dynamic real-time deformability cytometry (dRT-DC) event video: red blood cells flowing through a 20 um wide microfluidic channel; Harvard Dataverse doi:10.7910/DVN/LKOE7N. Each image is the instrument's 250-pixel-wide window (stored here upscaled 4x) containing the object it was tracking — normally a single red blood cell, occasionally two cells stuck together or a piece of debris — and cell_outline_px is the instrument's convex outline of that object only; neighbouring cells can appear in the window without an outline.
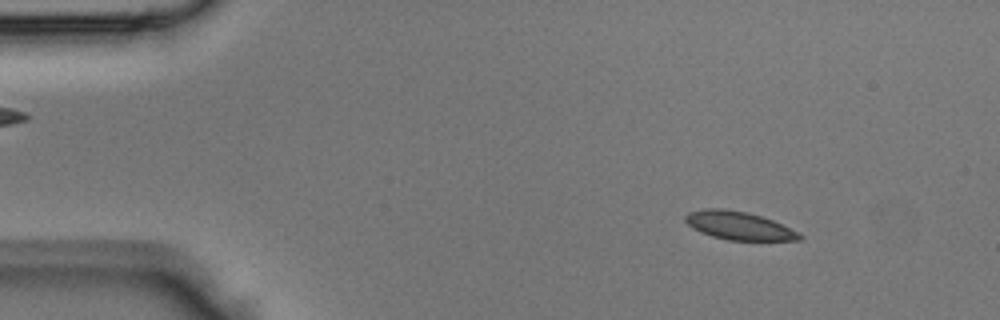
{"species": "Egyptian fruit bat (a non-hibernating species)", "species_latin": "Rousettus aegyptiacus", "temperature_condition": "room temperature", "stored_images_in_passage": 44, "segment_of_instrument_passage": [1, 2], "camera_frame_rate_fps": 3000, "um_per_image_px": 0.085, "animal": {"sex": "male"}, "frame": {"image": 1, "passage_image": 5, "time_ms": 1.333, "image_size_px": [1000, 320], "cell_outline_px": [[804, 236], [800, 240], [728, 240], [712, 236], [700, 232], [692, 228], [684, 220], [684, 216], [688, 212], [704, 208], [720, 208], [748, 212], [772, 220]], "centroid_in_image_um": [62.73, 19.17], "position_along_channel_um": 22.3, "area_um2": 18.61}}
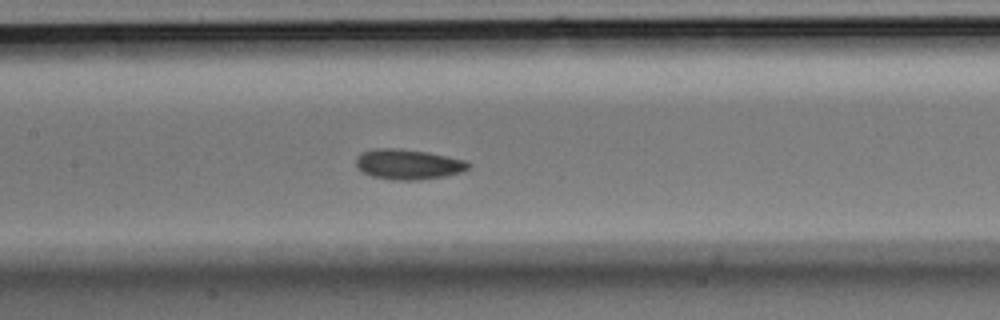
{"frame": {"image": 2, "passage_image": 20, "time_ms": 6.333, "image_size_px": [1000, 320], "cell_outline_px": [[472, 164], [468, 168], [460, 172], [444, 176], [420, 180], [392, 180], [372, 176], [364, 172], [356, 164], [356, 156], [360, 152], [372, 148], [396, 148], [428, 152], [468, 160]], "centroid_in_image_um": [34.7, 13.95], "position_along_channel_um": 172.7, "area_um2": 19.94}}
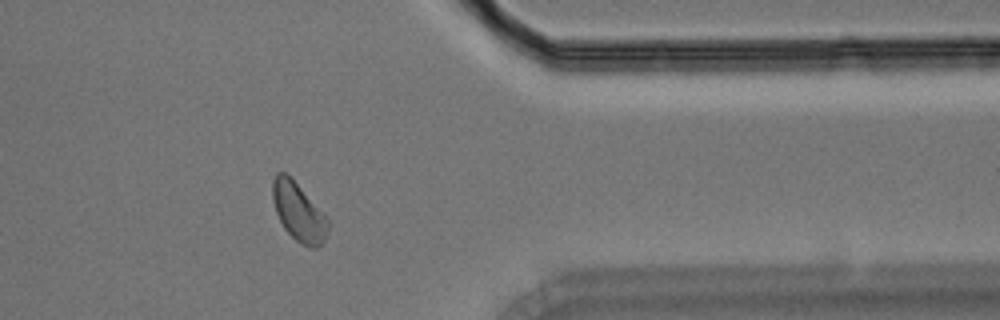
{"frame": {"image": 3, "passage_image": 35, "time_ms": 11.333, "image_size_px": [1000, 320], "cell_outline_px": [[328, 228], [324, 240], [316, 248], [312, 248], [300, 244], [284, 228], [276, 212], [272, 200], [272, 180], [276, 172], [284, 172], [300, 188], [328, 220]], "centroid_in_image_um": [25.33, 18.03], "position_along_channel_um": 386.1, "area_um2": 18.21}}